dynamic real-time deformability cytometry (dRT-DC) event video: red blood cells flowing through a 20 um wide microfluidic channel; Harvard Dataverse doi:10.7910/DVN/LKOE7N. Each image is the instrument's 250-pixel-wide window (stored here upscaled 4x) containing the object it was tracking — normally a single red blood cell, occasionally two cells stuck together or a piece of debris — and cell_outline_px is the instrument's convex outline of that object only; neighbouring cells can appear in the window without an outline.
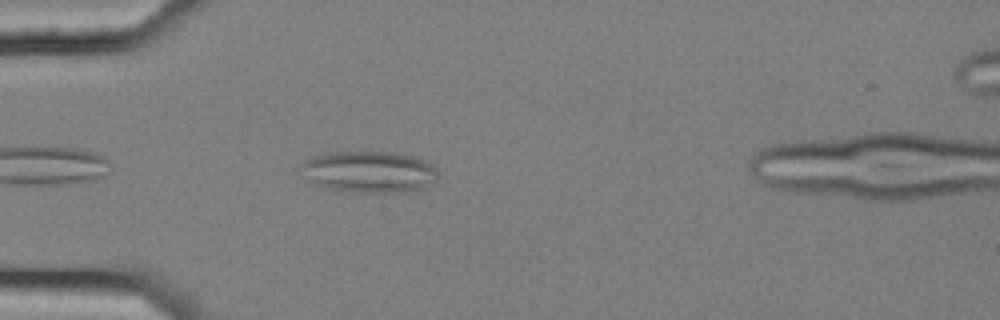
{"species": "common noctule bat (a hibernating species)", "species_latin": "Nyctalus noctula", "temperature_condition": "cold", "stored_images_in_passage": 4, "camera_frame_rate_fps": 3000, "um_per_image_px": 0.085, "animal": {"sex": "female", "body_mass_g": 25.1}, "frame": {"image": 1, "passage_image": 4, "time_ms": 1.0, "image_size_px": [1000, 320], "cell_outline_px": [[436, 180], [420, 188], [396, 192], [360, 192], [324, 188], [308, 180], [300, 164], [304, 160], [328, 152], [396, 152], [412, 156], [424, 160], [432, 164], [436, 168]], "centroid_in_image_um": [31.36, 14.59], "position_along_channel_um": 53.6, "area_um2": 32.71}}